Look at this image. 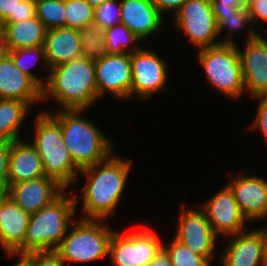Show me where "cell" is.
<instances>
[{
  "label": "cell",
  "mask_w": 267,
  "mask_h": 266,
  "mask_svg": "<svg viewBox=\"0 0 267 266\" xmlns=\"http://www.w3.org/2000/svg\"><path fill=\"white\" fill-rule=\"evenodd\" d=\"M94 22L107 29L121 22L120 0H108L95 8Z\"/></svg>",
  "instance_id": "cell-33"
},
{
  "label": "cell",
  "mask_w": 267,
  "mask_h": 266,
  "mask_svg": "<svg viewBox=\"0 0 267 266\" xmlns=\"http://www.w3.org/2000/svg\"><path fill=\"white\" fill-rule=\"evenodd\" d=\"M266 26H267V23H266ZM265 29H266V31H267V27H266V28L264 27L262 30H265ZM266 33H267V32H266ZM260 35H261L264 39H267V38L265 37V35H267V34L264 35V34H262V32H261ZM263 35H264V36H263Z\"/></svg>",
  "instance_id": "cell-46"
},
{
  "label": "cell",
  "mask_w": 267,
  "mask_h": 266,
  "mask_svg": "<svg viewBox=\"0 0 267 266\" xmlns=\"http://www.w3.org/2000/svg\"><path fill=\"white\" fill-rule=\"evenodd\" d=\"M211 4L217 20L219 36H223V32L226 33L225 37H222L224 39H220L221 44L236 45L233 35L241 31L247 33L244 42L251 40L259 33L253 26L246 6H223L218 0H211Z\"/></svg>",
  "instance_id": "cell-22"
},
{
  "label": "cell",
  "mask_w": 267,
  "mask_h": 266,
  "mask_svg": "<svg viewBox=\"0 0 267 266\" xmlns=\"http://www.w3.org/2000/svg\"><path fill=\"white\" fill-rule=\"evenodd\" d=\"M148 266H173L166 250L162 247L153 257Z\"/></svg>",
  "instance_id": "cell-39"
},
{
  "label": "cell",
  "mask_w": 267,
  "mask_h": 266,
  "mask_svg": "<svg viewBox=\"0 0 267 266\" xmlns=\"http://www.w3.org/2000/svg\"><path fill=\"white\" fill-rule=\"evenodd\" d=\"M11 259L16 258L17 260L14 262L15 264L13 266H32L31 261L25 256V255H19V254H4Z\"/></svg>",
  "instance_id": "cell-40"
},
{
  "label": "cell",
  "mask_w": 267,
  "mask_h": 266,
  "mask_svg": "<svg viewBox=\"0 0 267 266\" xmlns=\"http://www.w3.org/2000/svg\"><path fill=\"white\" fill-rule=\"evenodd\" d=\"M241 174L231 176L227 185L248 223L261 221L267 217V180L252 173Z\"/></svg>",
  "instance_id": "cell-16"
},
{
  "label": "cell",
  "mask_w": 267,
  "mask_h": 266,
  "mask_svg": "<svg viewBox=\"0 0 267 266\" xmlns=\"http://www.w3.org/2000/svg\"><path fill=\"white\" fill-rule=\"evenodd\" d=\"M7 54L12 58L16 67L29 76L41 89L44 88L49 76L50 68L46 60L43 46L11 50L8 51ZM34 66L37 68L40 66L39 68L46 70V75L43 77L40 76V74H37V72L35 73L33 71V69H36Z\"/></svg>",
  "instance_id": "cell-26"
},
{
  "label": "cell",
  "mask_w": 267,
  "mask_h": 266,
  "mask_svg": "<svg viewBox=\"0 0 267 266\" xmlns=\"http://www.w3.org/2000/svg\"><path fill=\"white\" fill-rule=\"evenodd\" d=\"M106 222L108 221L77 217L73 228H69L55 250L66 266L97 263L104 258L108 259L110 240L116 228H111Z\"/></svg>",
  "instance_id": "cell-6"
},
{
  "label": "cell",
  "mask_w": 267,
  "mask_h": 266,
  "mask_svg": "<svg viewBox=\"0 0 267 266\" xmlns=\"http://www.w3.org/2000/svg\"><path fill=\"white\" fill-rule=\"evenodd\" d=\"M155 49L142 47L140 50L130 54L132 69L131 99L137 97L139 100L154 98L160 91L167 87L168 59L163 58Z\"/></svg>",
  "instance_id": "cell-10"
},
{
  "label": "cell",
  "mask_w": 267,
  "mask_h": 266,
  "mask_svg": "<svg viewBox=\"0 0 267 266\" xmlns=\"http://www.w3.org/2000/svg\"><path fill=\"white\" fill-rule=\"evenodd\" d=\"M98 97L106 93L117 102L131 101L132 69L130 54H106L94 61ZM128 100V101H126Z\"/></svg>",
  "instance_id": "cell-12"
},
{
  "label": "cell",
  "mask_w": 267,
  "mask_h": 266,
  "mask_svg": "<svg viewBox=\"0 0 267 266\" xmlns=\"http://www.w3.org/2000/svg\"><path fill=\"white\" fill-rule=\"evenodd\" d=\"M66 27L80 30L94 22L95 9L85 0H65Z\"/></svg>",
  "instance_id": "cell-32"
},
{
  "label": "cell",
  "mask_w": 267,
  "mask_h": 266,
  "mask_svg": "<svg viewBox=\"0 0 267 266\" xmlns=\"http://www.w3.org/2000/svg\"><path fill=\"white\" fill-rule=\"evenodd\" d=\"M75 203L72 190H65L46 207L30 214L24 238V255L55 251L60 246L78 215Z\"/></svg>",
  "instance_id": "cell-5"
},
{
  "label": "cell",
  "mask_w": 267,
  "mask_h": 266,
  "mask_svg": "<svg viewBox=\"0 0 267 266\" xmlns=\"http://www.w3.org/2000/svg\"><path fill=\"white\" fill-rule=\"evenodd\" d=\"M257 101V110L253 123L250 124V130L262 135L264 143L267 147V96H260L251 98V100ZM259 101V102H258Z\"/></svg>",
  "instance_id": "cell-34"
},
{
  "label": "cell",
  "mask_w": 267,
  "mask_h": 266,
  "mask_svg": "<svg viewBox=\"0 0 267 266\" xmlns=\"http://www.w3.org/2000/svg\"><path fill=\"white\" fill-rule=\"evenodd\" d=\"M10 142L0 141V193H5L8 188V158Z\"/></svg>",
  "instance_id": "cell-37"
},
{
  "label": "cell",
  "mask_w": 267,
  "mask_h": 266,
  "mask_svg": "<svg viewBox=\"0 0 267 266\" xmlns=\"http://www.w3.org/2000/svg\"><path fill=\"white\" fill-rule=\"evenodd\" d=\"M198 50L197 61L207 85L223 93L226 99L238 101L242 98L245 85L237 44H219Z\"/></svg>",
  "instance_id": "cell-7"
},
{
  "label": "cell",
  "mask_w": 267,
  "mask_h": 266,
  "mask_svg": "<svg viewBox=\"0 0 267 266\" xmlns=\"http://www.w3.org/2000/svg\"><path fill=\"white\" fill-rule=\"evenodd\" d=\"M30 214L7 194L0 193V249L5 254L24 255V238Z\"/></svg>",
  "instance_id": "cell-18"
},
{
  "label": "cell",
  "mask_w": 267,
  "mask_h": 266,
  "mask_svg": "<svg viewBox=\"0 0 267 266\" xmlns=\"http://www.w3.org/2000/svg\"><path fill=\"white\" fill-rule=\"evenodd\" d=\"M2 33L7 51L43 46L47 33L45 25L35 16L18 22H4Z\"/></svg>",
  "instance_id": "cell-24"
},
{
  "label": "cell",
  "mask_w": 267,
  "mask_h": 266,
  "mask_svg": "<svg viewBox=\"0 0 267 266\" xmlns=\"http://www.w3.org/2000/svg\"><path fill=\"white\" fill-rule=\"evenodd\" d=\"M85 1H87L95 9L108 0H85Z\"/></svg>",
  "instance_id": "cell-43"
},
{
  "label": "cell",
  "mask_w": 267,
  "mask_h": 266,
  "mask_svg": "<svg viewBox=\"0 0 267 266\" xmlns=\"http://www.w3.org/2000/svg\"><path fill=\"white\" fill-rule=\"evenodd\" d=\"M45 176L41 157L27 140L10 142L8 184Z\"/></svg>",
  "instance_id": "cell-21"
},
{
  "label": "cell",
  "mask_w": 267,
  "mask_h": 266,
  "mask_svg": "<svg viewBox=\"0 0 267 266\" xmlns=\"http://www.w3.org/2000/svg\"><path fill=\"white\" fill-rule=\"evenodd\" d=\"M133 163V158H123L118 153H113L103 162L80 170L76 182L79 183L78 179L82 176L81 180L85 178V184L78 193L71 189L76 211H81L77 217L108 221V218L114 216L127 190V180L130 178ZM78 204H81V207Z\"/></svg>",
  "instance_id": "cell-1"
},
{
  "label": "cell",
  "mask_w": 267,
  "mask_h": 266,
  "mask_svg": "<svg viewBox=\"0 0 267 266\" xmlns=\"http://www.w3.org/2000/svg\"><path fill=\"white\" fill-rule=\"evenodd\" d=\"M199 207L205 212L212 231L220 238L235 235L248 229L250 223L242 215L230 187L226 184L205 199ZM247 226V228H246Z\"/></svg>",
  "instance_id": "cell-13"
},
{
  "label": "cell",
  "mask_w": 267,
  "mask_h": 266,
  "mask_svg": "<svg viewBox=\"0 0 267 266\" xmlns=\"http://www.w3.org/2000/svg\"><path fill=\"white\" fill-rule=\"evenodd\" d=\"M86 111L74 109L48 112L60 124L64 145L80 170L103 162L116 148L110 135L105 134L89 116L85 117Z\"/></svg>",
  "instance_id": "cell-3"
},
{
  "label": "cell",
  "mask_w": 267,
  "mask_h": 266,
  "mask_svg": "<svg viewBox=\"0 0 267 266\" xmlns=\"http://www.w3.org/2000/svg\"><path fill=\"white\" fill-rule=\"evenodd\" d=\"M36 114L32 124L33 137L29 142L41 157L45 176L71 190L76 186L80 169L64 145L60 124L48 112L40 110Z\"/></svg>",
  "instance_id": "cell-4"
},
{
  "label": "cell",
  "mask_w": 267,
  "mask_h": 266,
  "mask_svg": "<svg viewBox=\"0 0 267 266\" xmlns=\"http://www.w3.org/2000/svg\"><path fill=\"white\" fill-rule=\"evenodd\" d=\"M261 266H267V263L266 262H264Z\"/></svg>",
  "instance_id": "cell-49"
},
{
  "label": "cell",
  "mask_w": 267,
  "mask_h": 266,
  "mask_svg": "<svg viewBox=\"0 0 267 266\" xmlns=\"http://www.w3.org/2000/svg\"><path fill=\"white\" fill-rule=\"evenodd\" d=\"M31 106L15 99H0V141L13 142L23 139L21 128L29 118Z\"/></svg>",
  "instance_id": "cell-25"
},
{
  "label": "cell",
  "mask_w": 267,
  "mask_h": 266,
  "mask_svg": "<svg viewBox=\"0 0 267 266\" xmlns=\"http://www.w3.org/2000/svg\"><path fill=\"white\" fill-rule=\"evenodd\" d=\"M2 30H3V24L0 22V36L3 34Z\"/></svg>",
  "instance_id": "cell-47"
},
{
  "label": "cell",
  "mask_w": 267,
  "mask_h": 266,
  "mask_svg": "<svg viewBox=\"0 0 267 266\" xmlns=\"http://www.w3.org/2000/svg\"><path fill=\"white\" fill-rule=\"evenodd\" d=\"M246 7L251 17L253 26H255L257 30L261 26L264 27L267 23V0H253L248 3Z\"/></svg>",
  "instance_id": "cell-36"
},
{
  "label": "cell",
  "mask_w": 267,
  "mask_h": 266,
  "mask_svg": "<svg viewBox=\"0 0 267 266\" xmlns=\"http://www.w3.org/2000/svg\"><path fill=\"white\" fill-rule=\"evenodd\" d=\"M172 15L176 29L196 50L221 44L211 0H187Z\"/></svg>",
  "instance_id": "cell-9"
},
{
  "label": "cell",
  "mask_w": 267,
  "mask_h": 266,
  "mask_svg": "<svg viewBox=\"0 0 267 266\" xmlns=\"http://www.w3.org/2000/svg\"><path fill=\"white\" fill-rule=\"evenodd\" d=\"M167 242L169 243L163 240V248L168 253L173 266H212L208 259L194 253L174 237Z\"/></svg>",
  "instance_id": "cell-30"
},
{
  "label": "cell",
  "mask_w": 267,
  "mask_h": 266,
  "mask_svg": "<svg viewBox=\"0 0 267 266\" xmlns=\"http://www.w3.org/2000/svg\"><path fill=\"white\" fill-rule=\"evenodd\" d=\"M104 36L107 54H131L142 48V40L122 23L105 29Z\"/></svg>",
  "instance_id": "cell-27"
},
{
  "label": "cell",
  "mask_w": 267,
  "mask_h": 266,
  "mask_svg": "<svg viewBox=\"0 0 267 266\" xmlns=\"http://www.w3.org/2000/svg\"><path fill=\"white\" fill-rule=\"evenodd\" d=\"M251 1H253V0H243L245 6H246L248 3H250Z\"/></svg>",
  "instance_id": "cell-48"
},
{
  "label": "cell",
  "mask_w": 267,
  "mask_h": 266,
  "mask_svg": "<svg viewBox=\"0 0 267 266\" xmlns=\"http://www.w3.org/2000/svg\"><path fill=\"white\" fill-rule=\"evenodd\" d=\"M243 47L237 49L240 56L245 94L249 98L267 96V39L260 32Z\"/></svg>",
  "instance_id": "cell-14"
},
{
  "label": "cell",
  "mask_w": 267,
  "mask_h": 266,
  "mask_svg": "<svg viewBox=\"0 0 267 266\" xmlns=\"http://www.w3.org/2000/svg\"><path fill=\"white\" fill-rule=\"evenodd\" d=\"M132 232L116 229L109 244L108 261L112 266H148L163 247L161 234L145 222ZM149 227V228H148ZM153 229V230H152ZM154 231V232H153ZM161 238V239H160Z\"/></svg>",
  "instance_id": "cell-8"
},
{
  "label": "cell",
  "mask_w": 267,
  "mask_h": 266,
  "mask_svg": "<svg viewBox=\"0 0 267 266\" xmlns=\"http://www.w3.org/2000/svg\"><path fill=\"white\" fill-rule=\"evenodd\" d=\"M32 266H66L56 251H42L25 254Z\"/></svg>",
  "instance_id": "cell-35"
},
{
  "label": "cell",
  "mask_w": 267,
  "mask_h": 266,
  "mask_svg": "<svg viewBox=\"0 0 267 266\" xmlns=\"http://www.w3.org/2000/svg\"><path fill=\"white\" fill-rule=\"evenodd\" d=\"M180 205L179 215L177 218V229L173 237L199 254L211 263L216 255L217 246L220 238L212 231L211 225L205 212L198 206L185 208ZM219 240V241H218Z\"/></svg>",
  "instance_id": "cell-11"
},
{
  "label": "cell",
  "mask_w": 267,
  "mask_h": 266,
  "mask_svg": "<svg viewBox=\"0 0 267 266\" xmlns=\"http://www.w3.org/2000/svg\"><path fill=\"white\" fill-rule=\"evenodd\" d=\"M36 17L45 25L47 30L66 27L65 0L35 1Z\"/></svg>",
  "instance_id": "cell-29"
},
{
  "label": "cell",
  "mask_w": 267,
  "mask_h": 266,
  "mask_svg": "<svg viewBox=\"0 0 267 266\" xmlns=\"http://www.w3.org/2000/svg\"><path fill=\"white\" fill-rule=\"evenodd\" d=\"M261 220H264V221L266 220V222H267V217H265ZM258 229L263 233L265 243H267V225L266 226L262 225V227L261 228L258 227Z\"/></svg>",
  "instance_id": "cell-44"
},
{
  "label": "cell",
  "mask_w": 267,
  "mask_h": 266,
  "mask_svg": "<svg viewBox=\"0 0 267 266\" xmlns=\"http://www.w3.org/2000/svg\"><path fill=\"white\" fill-rule=\"evenodd\" d=\"M43 47L49 68L81 57L79 30L69 27L47 30Z\"/></svg>",
  "instance_id": "cell-23"
},
{
  "label": "cell",
  "mask_w": 267,
  "mask_h": 266,
  "mask_svg": "<svg viewBox=\"0 0 267 266\" xmlns=\"http://www.w3.org/2000/svg\"><path fill=\"white\" fill-rule=\"evenodd\" d=\"M121 22L139 39L157 35L165 25V17L151 0H120Z\"/></svg>",
  "instance_id": "cell-19"
},
{
  "label": "cell",
  "mask_w": 267,
  "mask_h": 266,
  "mask_svg": "<svg viewBox=\"0 0 267 266\" xmlns=\"http://www.w3.org/2000/svg\"><path fill=\"white\" fill-rule=\"evenodd\" d=\"M265 262L267 263V243H265Z\"/></svg>",
  "instance_id": "cell-45"
},
{
  "label": "cell",
  "mask_w": 267,
  "mask_h": 266,
  "mask_svg": "<svg viewBox=\"0 0 267 266\" xmlns=\"http://www.w3.org/2000/svg\"><path fill=\"white\" fill-rule=\"evenodd\" d=\"M0 99L20 100L32 108L42 102V89L15 66L8 54L0 59Z\"/></svg>",
  "instance_id": "cell-20"
},
{
  "label": "cell",
  "mask_w": 267,
  "mask_h": 266,
  "mask_svg": "<svg viewBox=\"0 0 267 266\" xmlns=\"http://www.w3.org/2000/svg\"><path fill=\"white\" fill-rule=\"evenodd\" d=\"M105 28L92 22L79 30L81 41V56L97 60L107 54Z\"/></svg>",
  "instance_id": "cell-28"
},
{
  "label": "cell",
  "mask_w": 267,
  "mask_h": 266,
  "mask_svg": "<svg viewBox=\"0 0 267 266\" xmlns=\"http://www.w3.org/2000/svg\"><path fill=\"white\" fill-rule=\"evenodd\" d=\"M187 0H151L158 11L166 17L169 13H176Z\"/></svg>",
  "instance_id": "cell-38"
},
{
  "label": "cell",
  "mask_w": 267,
  "mask_h": 266,
  "mask_svg": "<svg viewBox=\"0 0 267 266\" xmlns=\"http://www.w3.org/2000/svg\"><path fill=\"white\" fill-rule=\"evenodd\" d=\"M8 53L6 48V43L4 40V35L0 36V59L3 58Z\"/></svg>",
  "instance_id": "cell-42"
},
{
  "label": "cell",
  "mask_w": 267,
  "mask_h": 266,
  "mask_svg": "<svg viewBox=\"0 0 267 266\" xmlns=\"http://www.w3.org/2000/svg\"><path fill=\"white\" fill-rule=\"evenodd\" d=\"M36 16L34 0H0V22H18Z\"/></svg>",
  "instance_id": "cell-31"
},
{
  "label": "cell",
  "mask_w": 267,
  "mask_h": 266,
  "mask_svg": "<svg viewBox=\"0 0 267 266\" xmlns=\"http://www.w3.org/2000/svg\"><path fill=\"white\" fill-rule=\"evenodd\" d=\"M98 91L95 77L94 60L78 57L50 68L47 82L42 89V104H56L54 110H88L96 105Z\"/></svg>",
  "instance_id": "cell-2"
},
{
  "label": "cell",
  "mask_w": 267,
  "mask_h": 266,
  "mask_svg": "<svg viewBox=\"0 0 267 266\" xmlns=\"http://www.w3.org/2000/svg\"><path fill=\"white\" fill-rule=\"evenodd\" d=\"M65 190L56 180L43 176L8 184L5 194L25 212L33 214L46 207Z\"/></svg>",
  "instance_id": "cell-17"
},
{
  "label": "cell",
  "mask_w": 267,
  "mask_h": 266,
  "mask_svg": "<svg viewBox=\"0 0 267 266\" xmlns=\"http://www.w3.org/2000/svg\"><path fill=\"white\" fill-rule=\"evenodd\" d=\"M222 3L223 6H237V7H243L244 2L243 0H218Z\"/></svg>",
  "instance_id": "cell-41"
},
{
  "label": "cell",
  "mask_w": 267,
  "mask_h": 266,
  "mask_svg": "<svg viewBox=\"0 0 267 266\" xmlns=\"http://www.w3.org/2000/svg\"><path fill=\"white\" fill-rule=\"evenodd\" d=\"M252 228L223 238L228 244L218 255L222 266H261L265 262L263 233L257 226Z\"/></svg>",
  "instance_id": "cell-15"
}]
</instances>
